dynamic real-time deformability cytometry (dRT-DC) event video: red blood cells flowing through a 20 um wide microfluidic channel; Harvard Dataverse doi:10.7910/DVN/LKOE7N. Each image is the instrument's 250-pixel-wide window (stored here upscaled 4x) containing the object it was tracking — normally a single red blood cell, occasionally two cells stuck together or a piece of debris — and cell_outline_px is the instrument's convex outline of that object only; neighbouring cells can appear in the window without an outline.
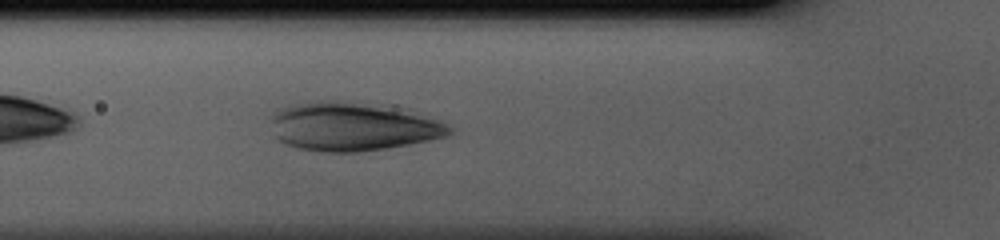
{"species": "human", "species_latin": "Homo sapiens", "temperature_condition": "cold", "stored_images_in_passage": 31, "camera_frame_rate_fps": 3000, "um_per_image_px": 0.085, "donor": {"sex": "male"}, "frame": {"image": 1, "passage_image": 5, "time_ms": 1.333, "image_size_px": [1000, 240], "cell_outline_px": [[452, 132], [448, 136], [408, 144], [360, 152], [320, 152], [296, 148], [284, 144], [276, 136], [272, 120], [272, 116], [276, 112], [284, 108], [296, 104], [320, 100], [404, 108], [436, 120], [452, 128]], "centroid_in_image_um": [29.98, 10.78], "position_along_channel_um": 95.8, "area_um2": 49.71}}
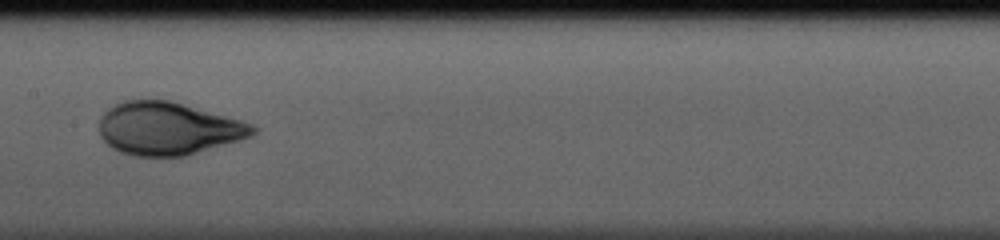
{"frame": {"image": 2, "passage_image": 12, "time_ms": 3.667, "image_size_px": [1000, 240], "cell_outline_px": [[256, 132], [252, 136], [240, 140], [184, 156], [136, 156], [120, 152], [112, 148], [100, 136], [100, 116], [108, 108], [124, 100], [168, 100], [240, 120], [252, 124], [256, 128]], "centroid_in_image_um": [14.27, 10.93], "position_along_channel_um": 193.1, "area_um2": 46.88}}
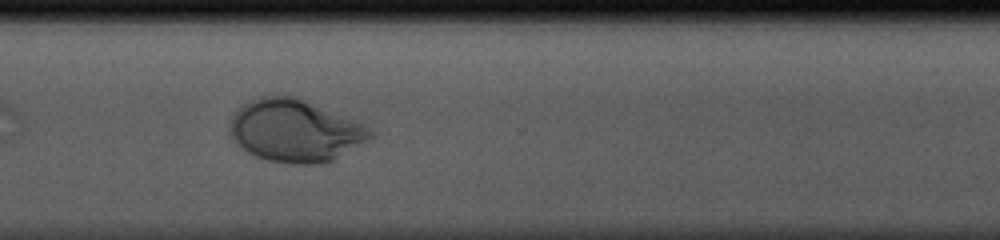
{"frame": {"image": 3, "passage_image": 23, "time_ms": 7.333, "image_size_px": [1000, 240], "cell_outline_px": [[376, 136], [332, 160], [320, 164], [292, 164], [268, 160], [256, 156], [248, 152], [228, 132], [228, 120], [248, 100], [260, 96], [296, 96], [364, 124]], "centroid_in_image_um": [25.07, 11.1], "position_along_channel_um": 345.5, "area_um2": 50.81}}